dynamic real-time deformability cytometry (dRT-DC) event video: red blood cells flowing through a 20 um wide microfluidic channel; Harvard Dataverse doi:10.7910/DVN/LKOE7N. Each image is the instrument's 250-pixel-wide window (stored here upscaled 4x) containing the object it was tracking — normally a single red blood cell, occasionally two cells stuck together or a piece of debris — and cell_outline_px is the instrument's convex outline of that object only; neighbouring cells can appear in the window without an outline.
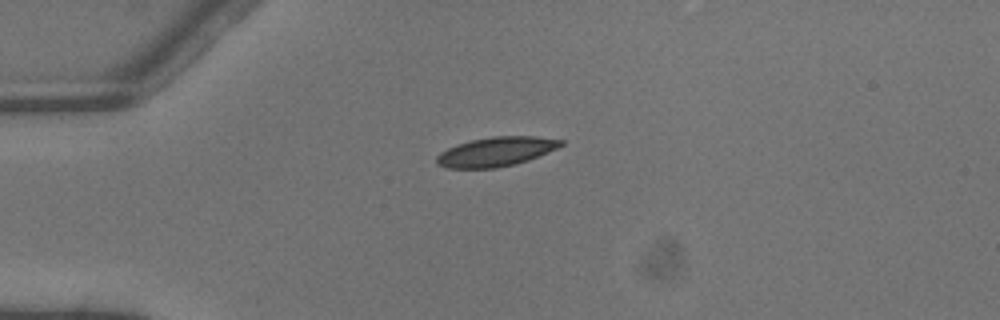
{"species": "common noctule bat (a hibernating species)", "species_latin": "Nyctalus noctula", "temperature_condition": "warm", "stored_images_in_passage": 3, "camera_frame_rate_fps": 3000, "um_per_image_px": 0.085, "animal": {"sex": "male", "body_mass_g": 13.3}, "frame": {"image": 1, "passage_image": 1, "time_ms": 0.0, "image_size_px": [1000, 320], "cell_outline_px": [[564, 144], [556, 148], [528, 160], [516, 164], [496, 168], [448, 168], [436, 164], [436, 156], [440, 152], [456, 144], [472, 140], [492, 136], [536, 136], [564, 140]], "centroid_in_image_um": [42.14, 12.89], "position_along_channel_um": 42.9, "area_um2": 21.21}}
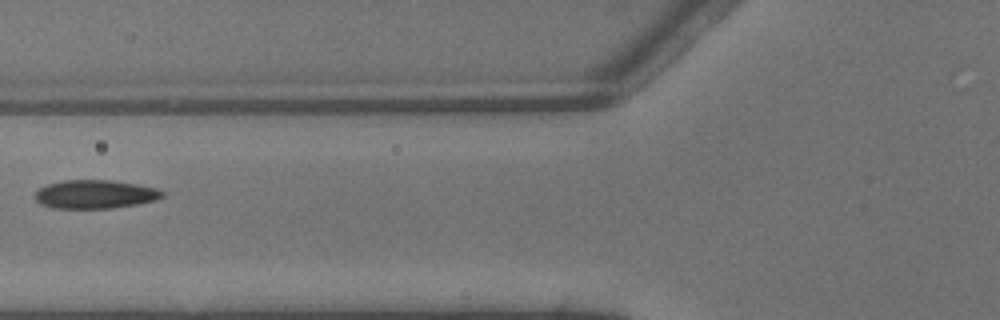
{"frame": {"image": 2, "passage_image": 3, "time_ms": 0.667, "image_size_px": [1000, 320], "cell_outline_px": [[164, 196], [156, 200], [136, 204], [112, 208], [52, 208], [40, 204], [36, 200], [36, 192], [40, 188], [48, 184], [64, 180], [112, 180], [136, 184], [156, 188], [164, 192]], "centroid_in_image_um": [8.09, 16.51], "position_along_channel_um": 117.7, "area_um2": 21.1}}